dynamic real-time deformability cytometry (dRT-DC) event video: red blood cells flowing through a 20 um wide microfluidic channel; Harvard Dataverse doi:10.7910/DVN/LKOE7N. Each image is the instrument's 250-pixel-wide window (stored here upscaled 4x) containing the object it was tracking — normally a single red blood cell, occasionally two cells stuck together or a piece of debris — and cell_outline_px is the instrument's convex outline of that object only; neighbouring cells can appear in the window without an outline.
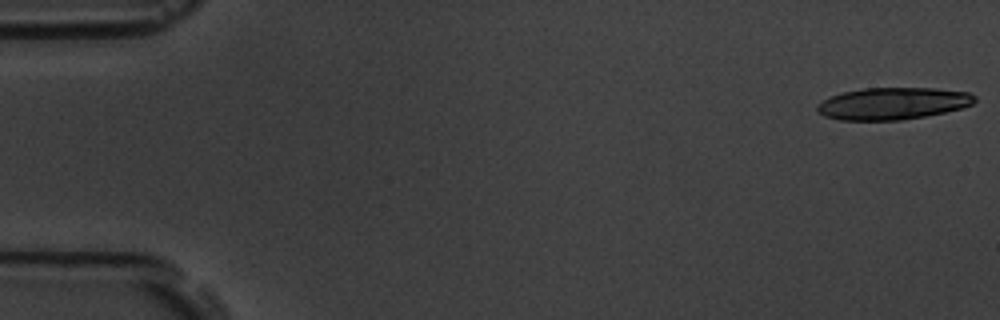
{"species": "common noctule bat (a hibernating species)", "species_latin": "Nyctalus noctula", "temperature_condition": "room temperature", "stored_images_in_passage": 6, "camera_frame_rate_fps": 3000, "um_per_image_px": 0.085, "animal": {"sex": "male", "body_mass_g": 19.5, "forearm_length_mm": 54.6}, "frame": {"image": 1, "passage_image": 1, "time_ms": 0.0, "image_size_px": [1000, 320], "cell_outline_px": [[976, 100], [972, 104], [960, 108], [944, 112], [924, 116], [900, 120], [840, 120], [824, 116], [816, 112], [816, 104], [832, 96], [844, 92], [864, 88], [936, 88], [968, 92], [976, 96]], "centroid_in_image_um": [75.87, 8.8], "position_along_channel_um": 9.1, "area_um2": 29.3}}